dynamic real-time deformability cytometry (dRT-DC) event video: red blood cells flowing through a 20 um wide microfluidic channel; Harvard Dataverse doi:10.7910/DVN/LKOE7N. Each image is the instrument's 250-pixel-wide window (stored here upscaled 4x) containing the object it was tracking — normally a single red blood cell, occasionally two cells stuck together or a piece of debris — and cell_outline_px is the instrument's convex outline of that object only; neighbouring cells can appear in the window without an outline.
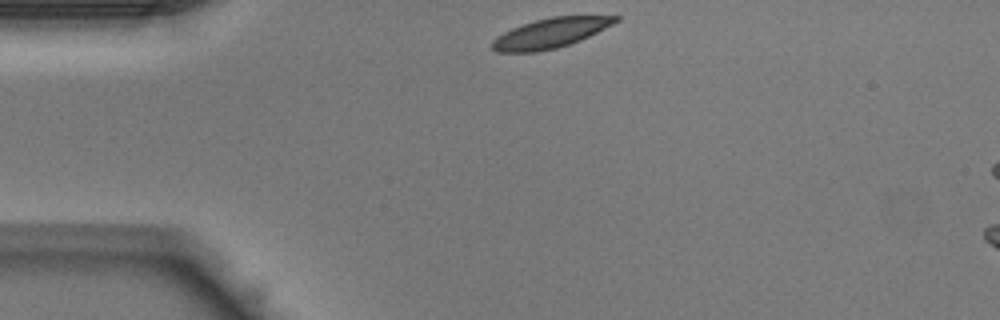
{"species": "Egyptian fruit bat (a non-hibernating species)", "species_latin": "Rousettus aegyptiacus", "temperature_condition": "warm", "stored_images_in_passage": 28, "camera_frame_rate_fps": 3000, "um_per_image_px": 0.085, "animal": {"sex": "male"}, "frame": {"image": 1, "passage_image": 1, "time_ms": 0.0, "image_size_px": [1000, 320], "cell_outline_px": [[620, 20], [580, 40], [556, 48], [536, 52], [496, 52], [492, 48], [492, 40], [504, 32], [512, 28], [536, 20], [552, 16], [620, 16]], "centroid_in_image_um": [46.77, 2.81], "position_along_channel_um": 38.2, "area_um2": 21.04}}
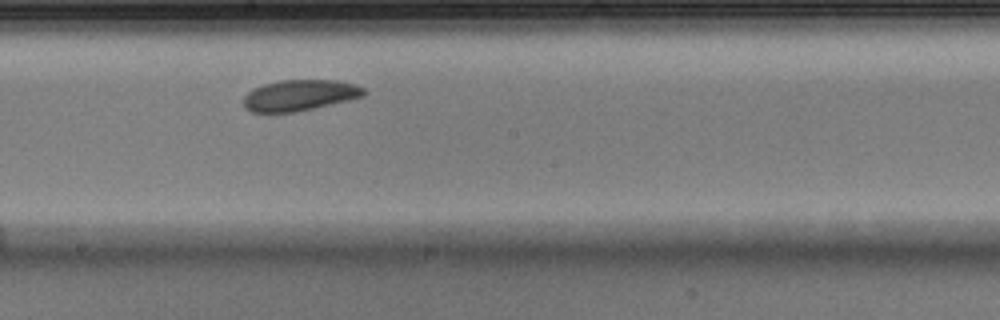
{"frame": {"image": 2, "passage_image": 15, "time_ms": 4.667, "image_size_px": [1000, 320], "cell_outline_px": [[368, 92], [364, 96], [348, 100], [296, 112], [252, 112], [244, 108], [244, 96], [252, 88], [264, 84], [280, 80], [336, 80], [356, 84], [364, 88]], "centroid_in_image_um": [25.48, 8.09], "position_along_channel_um": 222.7, "area_um2": 21.79}}
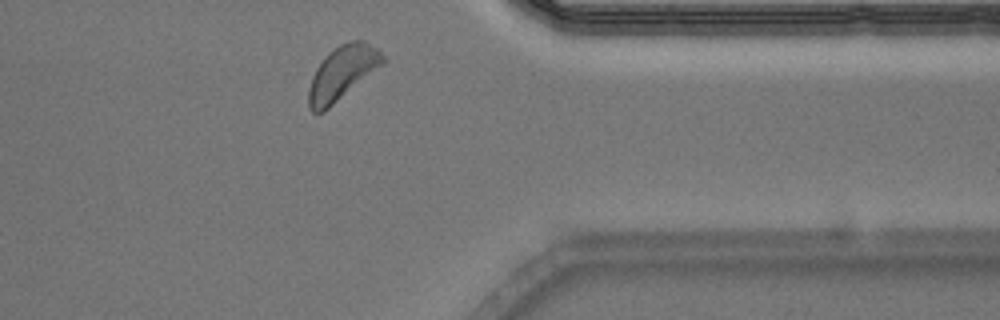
{"frame": {"image": 3, "passage_image": 26, "time_ms": 8.333, "image_size_px": [1000, 320], "cell_outline_px": [[384, 60], [380, 64], [324, 112], [312, 112], [308, 108], [308, 88], [312, 76], [316, 68], [324, 56], [328, 52], [340, 44], [352, 40], [364, 40], [376, 48], [384, 56]], "centroid_in_image_um": [29.01, 6.19], "position_along_channel_um": 382.4, "area_um2": 22.6}}